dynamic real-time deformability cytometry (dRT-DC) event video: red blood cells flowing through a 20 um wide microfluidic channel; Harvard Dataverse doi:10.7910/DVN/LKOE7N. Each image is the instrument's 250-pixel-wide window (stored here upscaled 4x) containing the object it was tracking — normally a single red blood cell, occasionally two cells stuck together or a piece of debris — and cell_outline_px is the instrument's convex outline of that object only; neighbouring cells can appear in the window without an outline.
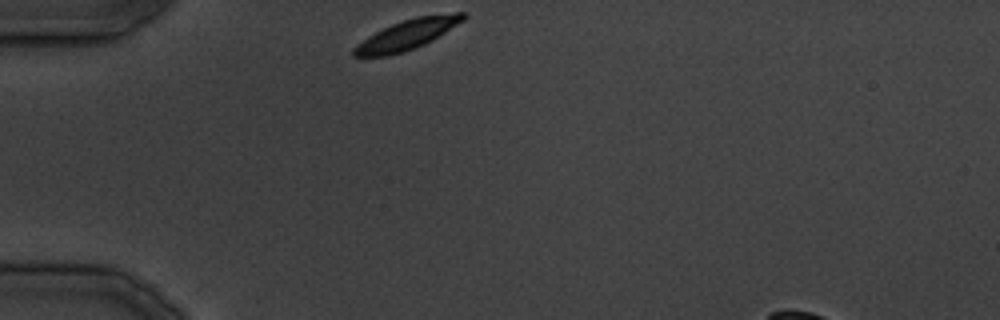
{"species": "common noctule bat (a hibernating species)", "species_latin": "Nyctalus noctula", "temperature_condition": "cold", "stored_images_in_passage": 23, "camera_frame_rate_fps": 3000, "um_per_image_px": 0.085, "animal": {"sex": "male", "body_mass_g": 19.5, "forearm_length_mm": 54.6}, "frame": {"image": 1, "passage_image": 1, "time_ms": 0.0, "image_size_px": [1000, 320], "cell_outline_px": [[468, 16], [464, 20], [432, 40], [424, 44], [404, 52], [388, 56], [352, 56], [352, 48], [368, 36], [392, 24], [416, 16], [452, 12], [464, 12]], "centroid_in_image_um": [34.63, 2.93], "position_along_channel_um": 50.4, "area_um2": 19.02}}
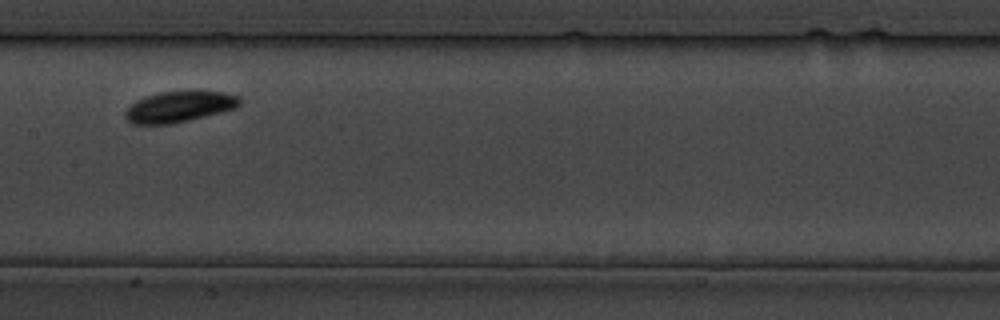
{"frame": {"image": 2, "passage_image": 10, "time_ms": 11.333, "image_size_px": [1000, 320], "cell_outline_px": [[240, 104], [236, 108], [172, 124], [132, 124], [124, 116], [124, 112], [136, 100], [160, 92], [220, 92], [240, 96]], "centroid_in_image_um": [15.21, 9.09], "position_along_channel_um": 192.2, "area_um2": 20.17}}
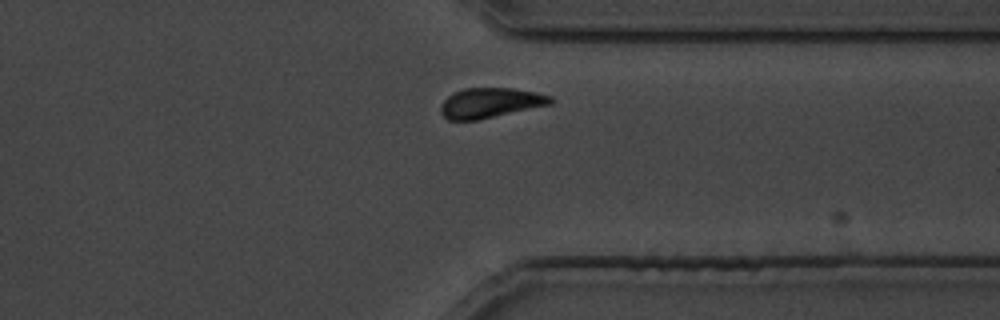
{"frame": {"image": 3, "passage_image": 20, "time_ms": 23.667, "image_size_px": [1000, 320], "cell_outline_px": [[552, 104], [476, 120], [448, 120], [440, 112], [440, 104], [448, 96], [464, 88], [512, 88], [536, 92], [552, 96]], "centroid_in_image_um": [41.66, 8.74], "position_along_channel_um": 369.7, "area_um2": 19.07}}